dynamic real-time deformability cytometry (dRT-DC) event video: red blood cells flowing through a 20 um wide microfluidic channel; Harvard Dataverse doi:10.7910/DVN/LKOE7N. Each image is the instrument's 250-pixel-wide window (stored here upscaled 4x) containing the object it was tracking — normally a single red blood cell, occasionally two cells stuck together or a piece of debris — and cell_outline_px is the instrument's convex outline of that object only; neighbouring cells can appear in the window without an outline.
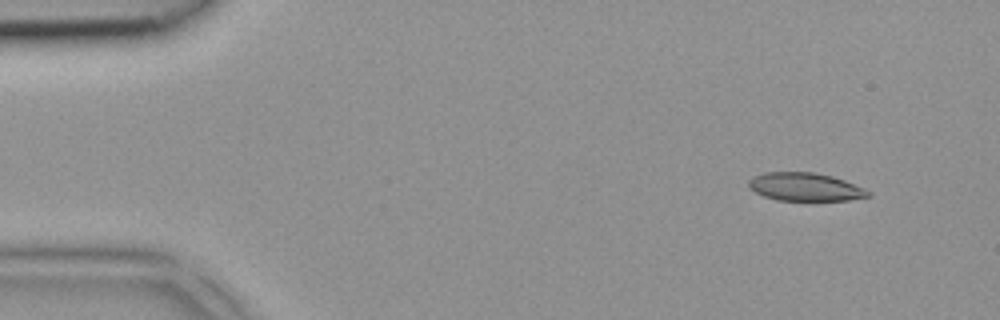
{"species": "common noctule bat (a hibernating species)", "species_latin": "Nyctalus noctula", "temperature_condition": "room temperature", "stored_images_in_passage": 4, "camera_frame_rate_fps": 3000, "um_per_image_px": 0.085, "animal": {"sex": "female", "body_mass_g": 18.4}, "frame": {"image": 1, "passage_image": 2, "time_ms": 0.333, "image_size_px": [1000, 320], "cell_outline_px": [[872, 196], [848, 200], [776, 200], [764, 196], [748, 188], [748, 180], [752, 176], [764, 172], [816, 172], [832, 176], [844, 180], [864, 188], [872, 192]], "centroid_in_image_um": [68.43, 15.88], "position_along_channel_um": 16.6, "area_um2": 19.77}}